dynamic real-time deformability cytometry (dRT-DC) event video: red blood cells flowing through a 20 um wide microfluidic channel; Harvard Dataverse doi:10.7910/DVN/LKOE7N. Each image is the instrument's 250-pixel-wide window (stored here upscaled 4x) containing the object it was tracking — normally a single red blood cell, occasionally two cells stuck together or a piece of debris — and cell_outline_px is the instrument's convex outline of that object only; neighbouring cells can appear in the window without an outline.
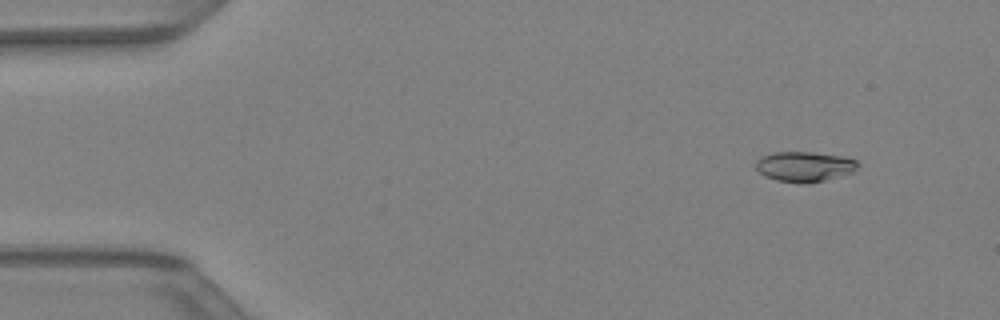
{"species": "Egyptian fruit bat (a non-hibernating species)", "species_latin": "Rousettus aegyptiacus", "temperature_condition": "warm", "stored_images_in_passage": 44, "camera_frame_rate_fps": 3000, "um_per_image_px": 0.085, "animal": {"sex": "female"}, "frame": {"image": 1, "passage_image": 5, "time_ms": 1.333, "image_size_px": [1000, 320], "cell_outline_px": [[860, 164], [852, 172], [840, 176], [824, 180], [804, 184], [800, 184], [776, 180], [764, 176], [756, 168], [756, 160], [760, 156], [772, 152], [812, 152], [844, 156], [856, 160]], "centroid_in_image_um": [68.36, 14.15], "position_along_channel_um": 16.6, "area_um2": 18.09}}
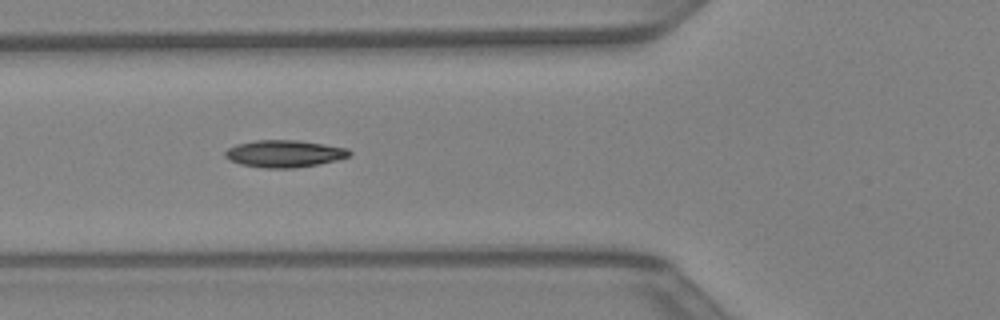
{"frame": {"image": 2, "passage_image": 17, "time_ms": 5.333, "image_size_px": [1000, 320], "cell_outline_px": [[352, 152], [348, 156], [336, 160], [320, 164], [296, 168], [264, 168], [240, 164], [224, 156], [224, 152], [228, 148], [236, 144], [256, 140], [300, 140], [348, 148]], "centroid_in_image_um": [24.18, 13.06], "position_along_channel_um": 101.6, "area_um2": 19.71}}
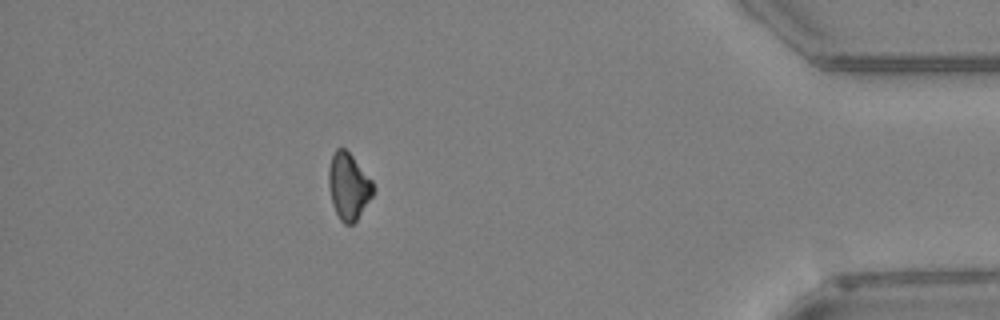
{"frame": {"image": 3, "passage_image": 39, "time_ms": 12.667, "image_size_px": [1000, 320], "cell_outline_px": [[376, 188], [372, 196], [356, 220], [352, 224], [344, 224], [340, 220], [332, 204], [328, 184], [328, 168], [332, 152], [336, 148], [344, 148], [352, 156], [372, 180]], "centroid_in_image_um": [29.61, 15.81], "position_along_channel_um": 405.6, "area_um2": 17.34}}